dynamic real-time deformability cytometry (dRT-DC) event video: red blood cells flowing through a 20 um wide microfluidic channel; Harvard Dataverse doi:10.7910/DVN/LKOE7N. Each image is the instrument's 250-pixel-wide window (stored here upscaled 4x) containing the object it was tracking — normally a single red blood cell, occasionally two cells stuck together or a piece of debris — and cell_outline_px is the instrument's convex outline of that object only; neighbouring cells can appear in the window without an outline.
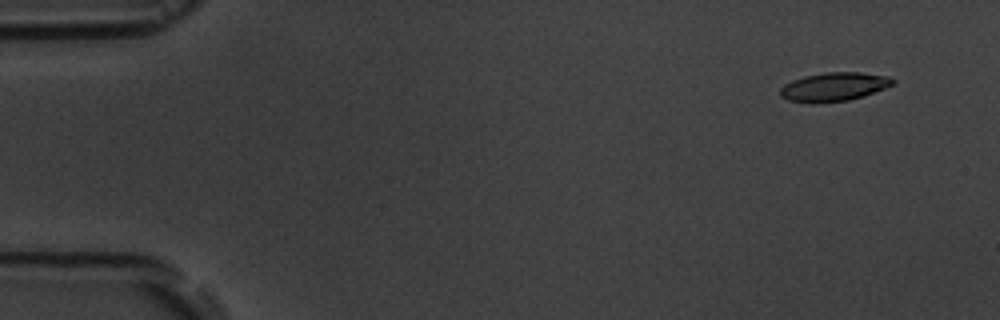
{"species": "common noctule bat (a hibernating species)", "species_latin": "Nyctalus noctula", "temperature_condition": "room temperature", "stored_images_in_passage": 16, "camera_frame_rate_fps": 3000, "um_per_image_px": 0.085, "animal": {"sex": "male", "body_mass_g": 19.5, "forearm_length_mm": 54.6}, "frame": {"image": 1, "passage_image": 1, "time_ms": 0.0, "image_size_px": [1000, 320], "cell_outline_px": [[896, 84], [864, 96], [848, 100], [820, 104], [812, 104], [788, 100], [780, 96], [780, 88], [784, 84], [792, 80], [804, 76], [828, 72], [860, 72], [888, 76], [896, 80]], "centroid_in_image_um": [70.89, 7.39], "position_along_channel_um": 14.1, "area_um2": 19.19}}
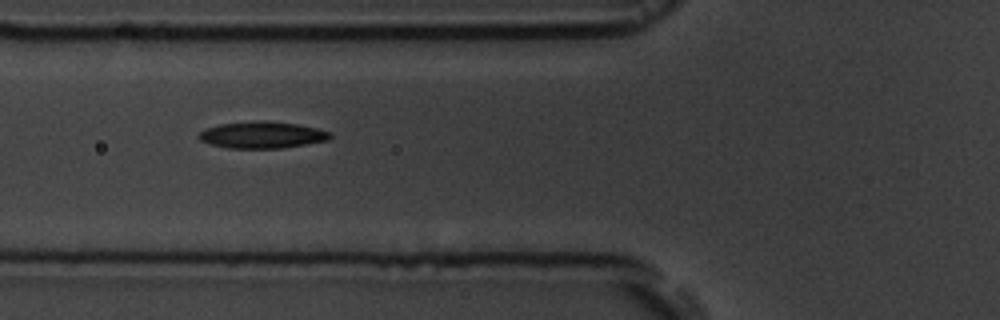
{"frame": {"image": 2, "passage_image": 6, "time_ms": 5.667, "image_size_px": [1000, 320], "cell_outline_px": [[332, 136], [328, 140], [280, 148], [228, 148], [208, 144], [200, 140], [196, 136], [204, 128], [220, 124], [252, 120], [264, 120], [296, 124], [316, 128], [328, 132]], "centroid_in_image_um": [22.19, 11.46], "position_along_channel_um": 103.6, "area_um2": 20.46}}
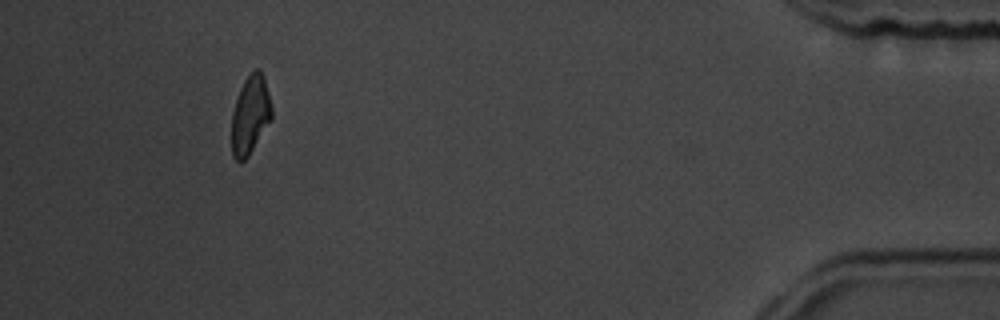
{"frame": {"image": 3, "passage_image": 15, "time_ms": 16.0, "image_size_px": [1000, 320], "cell_outline_px": [[272, 120], [248, 156], [240, 164], [232, 156], [232, 112], [240, 88], [244, 80], [256, 68], [260, 68], [264, 76], [272, 108]], "centroid_in_image_um": [21.28, 9.78], "position_along_channel_um": 413.9, "area_um2": 18.44}, "authors_computed_cell_mechanics": {"area_um2": 19.3341, "velocity_mm_per_s": 3.6342, "shape_relaxation_time_tau1_ms": 9.5333, "shape_relaxation_time_tau2_ms": 7.4348, "deformation_change_tau1": 0.1857, "deformation_change_tau2": 0.1558}}